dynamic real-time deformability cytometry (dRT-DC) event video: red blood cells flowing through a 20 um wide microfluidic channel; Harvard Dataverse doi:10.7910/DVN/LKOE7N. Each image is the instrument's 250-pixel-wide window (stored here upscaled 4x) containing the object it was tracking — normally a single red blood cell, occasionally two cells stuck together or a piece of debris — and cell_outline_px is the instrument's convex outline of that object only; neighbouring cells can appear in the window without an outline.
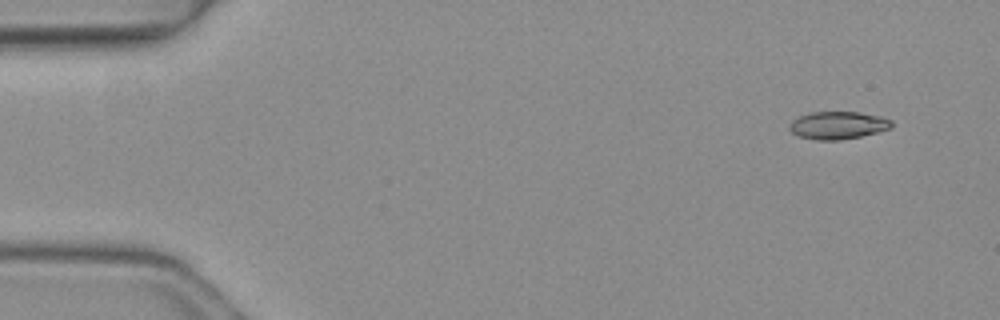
{"species": "common noctule bat (a hibernating species)", "species_latin": "Nyctalus noctula", "temperature_condition": "warm", "stored_images_in_passage": 4, "segment_of_instrument_passage": [2, 2], "camera_frame_rate_fps": 3000, "um_per_image_px": 0.085, "animal": {"sex": "female", "body_mass_g": 19.3, "forearm_length_mm": 54.1}, "frame": {"image": 1, "passage_image": 4, "time_ms": 1.0, "image_size_px": [1000, 320], "cell_outline_px": [[892, 128], [860, 136], [840, 140], [816, 140], [800, 136], [792, 132], [788, 128], [792, 120], [808, 112], [860, 112], [880, 116], [892, 120]], "centroid_in_image_um": [71.22, 10.64], "position_along_channel_um": 13.8, "area_um2": 16.42}}